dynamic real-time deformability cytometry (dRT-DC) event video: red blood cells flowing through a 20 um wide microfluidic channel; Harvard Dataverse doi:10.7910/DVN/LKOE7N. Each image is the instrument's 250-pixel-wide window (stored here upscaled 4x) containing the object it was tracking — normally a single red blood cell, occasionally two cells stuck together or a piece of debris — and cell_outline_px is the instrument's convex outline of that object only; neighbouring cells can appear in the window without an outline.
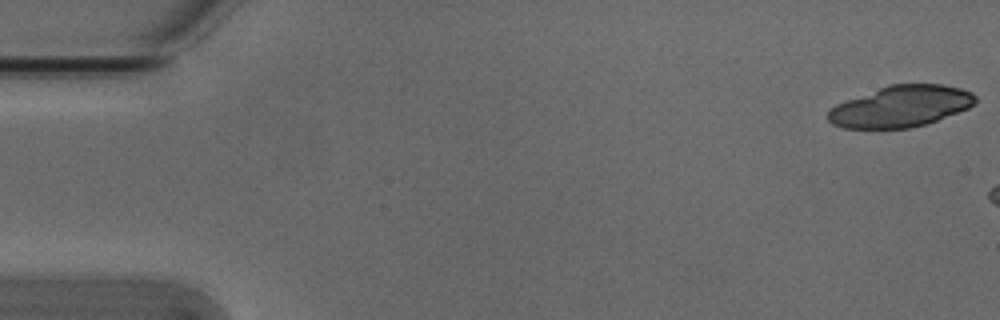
{"species": "Egyptian fruit bat (a non-hibernating species)", "species_latin": "Rousettus aegyptiacus", "temperature_condition": "cold", "stored_images_in_passage": 3, "camera_frame_rate_fps": 3000, "um_per_image_px": 0.085, "animal": {"sex": "male"}, "frame": {"image": 1, "passage_image": 1, "time_ms": 0.0, "image_size_px": [1000, 320], "cell_outline_px": [[976, 100], [968, 108], [936, 120], [924, 124], [908, 128], [844, 128], [832, 124], [828, 120], [828, 112], [836, 104], [888, 84], [944, 84], [960, 88], [972, 92], [976, 96]], "centroid_in_image_um": [76.55, 9.03], "position_along_channel_um": 8.4, "area_um2": 35.14}}